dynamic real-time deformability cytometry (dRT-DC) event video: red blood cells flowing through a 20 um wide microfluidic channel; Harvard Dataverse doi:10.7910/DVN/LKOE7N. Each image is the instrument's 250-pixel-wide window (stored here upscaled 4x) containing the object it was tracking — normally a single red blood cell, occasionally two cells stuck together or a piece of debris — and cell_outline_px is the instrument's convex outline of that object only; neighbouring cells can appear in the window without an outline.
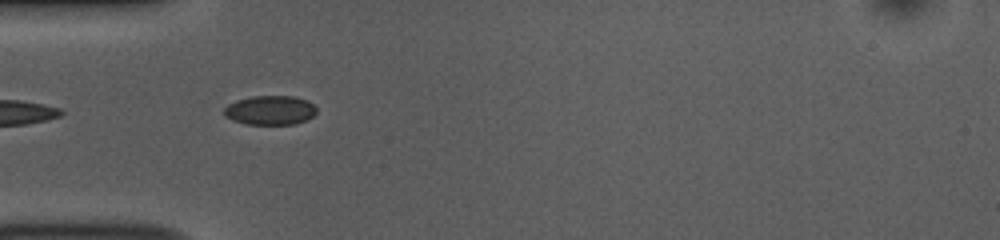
{"species": "common noctule bat (a hibernating species)", "species_latin": "Nyctalus noctula", "temperature_condition": "room temperature", "stored_images_in_passage": 3, "camera_frame_rate_fps": 3000, "um_per_image_px": 0.085, "animal": {"sex": "female", "body_mass_g": 10.0, "forearm_length_mm": 53.1}, "frame": {"image": 1, "passage_image": 1, "time_ms": 0.0, "image_size_px": [1000, 240], "cell_outline_px": [[316, 112], [312, 116], [296, 124], [244, 124], [232, 120], [224, 116], [224, 108], [228, 104], [236, 100], [252, 96], [292, 96], [308, 100], [316, 108]], "centroid_in_image_um": [22.93, 9.37], "position_along_channel_um": 62.1, "area_um2": 15.78}}